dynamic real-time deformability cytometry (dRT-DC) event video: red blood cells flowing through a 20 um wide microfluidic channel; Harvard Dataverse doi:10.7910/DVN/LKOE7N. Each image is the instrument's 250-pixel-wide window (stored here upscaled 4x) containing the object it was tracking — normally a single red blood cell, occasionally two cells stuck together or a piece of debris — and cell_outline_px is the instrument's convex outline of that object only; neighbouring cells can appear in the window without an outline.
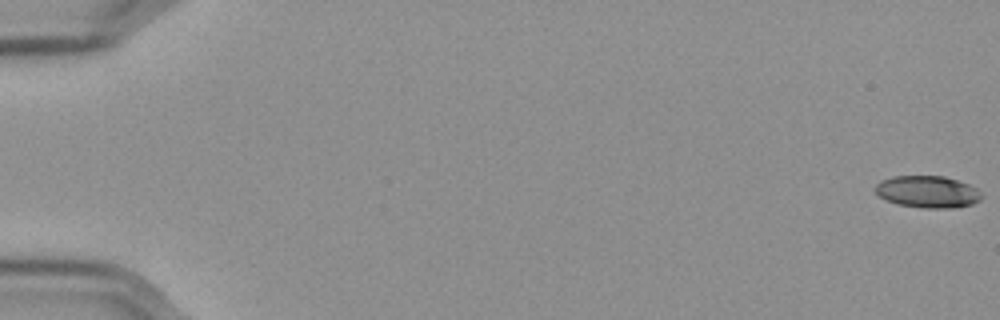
{"species": "Egyptian fruit bat (a non-hibernating species)", "species_latin": "Rousettus aegyptiacus", "temperature_condition": "cold", "stored_images_in_passage": 58, "camera_frame_rate_fps": 3000, "um_per_image_px": 0.085, "frame": {"image": 1, "passage_image": 1, "time_ms": 0.0, "image_size_px": [1000, 320], "cell_outline_px": [[980, 200], [972, 204], [952, 208], [924, 208], [900, 204], [888, 200], [880, 196], [876, 192], [876, 184], [880, 180], [892, 176], [944, 176], [968, 184], [976, 188], [980, 196]], "centroid_in_image_um": [78.83, 16.29], "position_along_channel_um": 6.2, "area_um2": 19.48}}
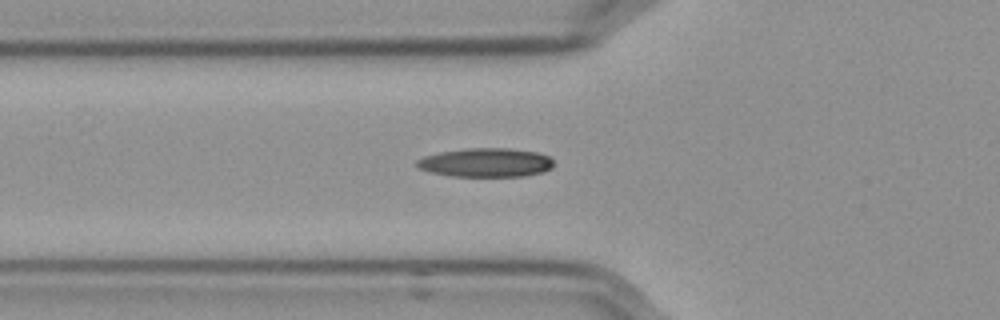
{"frame": {"image": 2, "passage_image": 22, "time_ms": 7.0, "image_size_px": [1000, 320], "cell_outline_px": [[552, 168], [544, 172], [524, 176], [448, 176], [428, 172], [420, 168], [416, 164], [416, 160], [424, 156], [440, 152], [464, 148], [508, 148], [536, 152], [548, 156], [552, 160]], "centroid_in_image_um": [41.27, 13.82], "position_along_channel_um": 84.5, "area_um2": 23.12}}
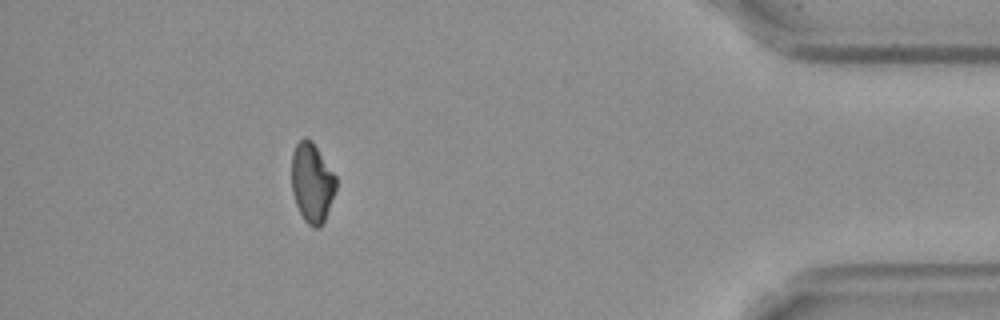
{"frame": {"image": 3, "passage_image": 53, "time_ms": 17.333, "image_size_px": [1000, 320], "cell_outline_px": [[336, 188], [324, 220], [320, 228], [312, 228], [304, 220], [296, 204], [292, 192], [292, 152], [296, 144], [304, 136], [312, 140], [336, 176]], "centroid_in_image_um": [26.51, 15.51], "position_along_channel_um": 408.7, "area_um2": 20.52}, "authors_computed_cell_mechanics": {"area_um2": 21.1837, "velocity_mm_per_s": 3.574, "shape_relaxation_time_tau1_ms": 4.9134, "shape_relaxation_time_tau2_ms": null, "deformation_change_tau1": 0.1078, "deformation_change_tau2": null}}